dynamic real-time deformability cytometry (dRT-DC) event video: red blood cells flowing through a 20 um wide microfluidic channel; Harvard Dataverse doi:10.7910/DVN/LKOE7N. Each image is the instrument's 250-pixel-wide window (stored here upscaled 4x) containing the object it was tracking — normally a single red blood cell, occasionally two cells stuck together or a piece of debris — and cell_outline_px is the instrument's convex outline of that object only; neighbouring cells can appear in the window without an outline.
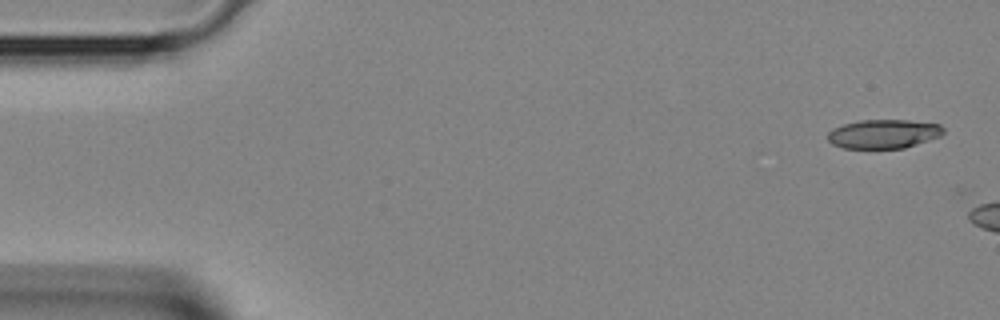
{"species": "Egyptian fruit bat (a non-hibernating species)", "species_latin": "Rousettus aegyptiacus", "temperature_condition": "room temperature", "stored_images_in_passage": 5, "segment_of_instrument_passage": [2, 2], "camera_frame_rate_fps": 3000, "um_per_image_px": 0.085, "animal": {"sex": "female"}, "frame": {"image": 1, "passage_image": 5, "time_ms": 1.333, "image_size_px": [1000, 320], "cell_outline_px": [[944, 132], [940, 136], [904, 148], [844, 148], [832, 144], [828, 140], [828, 132], [832, 128], [844, 124], [860, 120], [908, 120], [940, 124], [944, 128]], "centroid_in_image_um": [75.09, 11.37], "position_along_channel_um": 9.9, "area_um2": 19.48}}